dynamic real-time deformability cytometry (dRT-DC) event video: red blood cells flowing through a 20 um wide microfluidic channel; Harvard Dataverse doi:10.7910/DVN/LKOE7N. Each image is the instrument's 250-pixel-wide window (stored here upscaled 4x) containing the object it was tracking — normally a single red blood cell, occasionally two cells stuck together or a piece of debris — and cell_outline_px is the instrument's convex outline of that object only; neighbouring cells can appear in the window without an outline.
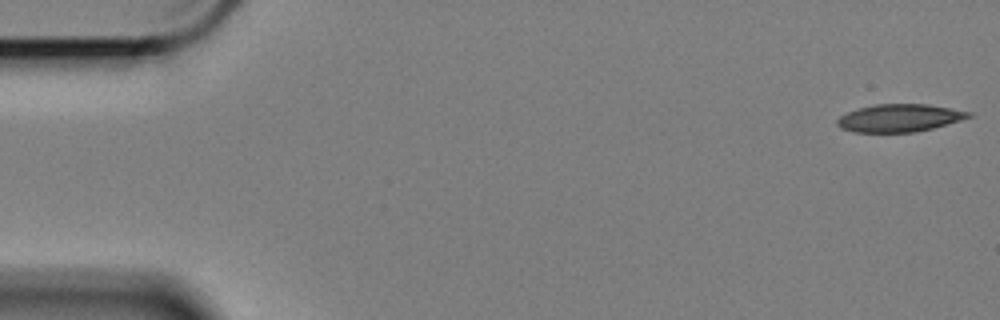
{"species": "Egyptian fruit bat (a non-hibernating species)", "species_latin": "Rousettus aegyptiacus", "temperature_condition": "cold", "stored_images_in_passage": 16, "camera_frame_rate_fps": 3000, "um_per_image_px": 0.085, "animal": {"sex": "female"}, "frame": {"image": 1, "passage_image": 1, "time_ms": 0.0, "image_size_px": [1000, 320], "cell_outline_px": [[972, 116], [960, 120], [932, 128], [912, 132], [856, 132], [840, 128], [836, 124], [836, 120], [840, 116], [848, 112], [860, 108], [876, 104], [924, 104], [972, 112]], "centroid_in_image_um": [76.42, 10.03], "position_along_channel_um": 8.6, "area_um2": 20.87}}